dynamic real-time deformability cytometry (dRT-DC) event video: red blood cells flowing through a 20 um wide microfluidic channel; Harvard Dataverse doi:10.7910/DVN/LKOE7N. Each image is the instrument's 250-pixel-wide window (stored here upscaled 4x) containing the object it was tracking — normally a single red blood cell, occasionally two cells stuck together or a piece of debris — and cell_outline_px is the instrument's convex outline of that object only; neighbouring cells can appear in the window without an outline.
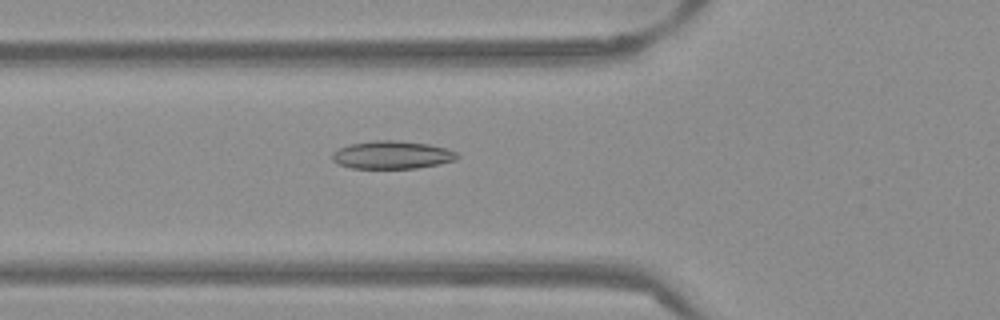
{"species": "Egyptian fruit bat (a non-hibernating species)", "species_latin": "Rousettus aegyptiacus", "temperature_condition": "warm", "stored_images_in_passage": 40, "camera_frame_rate_fps": 3000, "um_per_image_px": 0.085, "frame": {"image": 1, "passage_image": 14, "time_ms": 4.333, "image_size_px": [1000, 320], "cell_outline_px": [[460, 156], [456, 160], [416, 168], [352, 168], [336, 164], [332, 160], [332, 152], [348, 144], [372, 140], [396, 140], [428, 144], [448, 148], [456, 152]], "centroid_in_image_um": [33.3, 13.16], "position_along_channel_um": 92.5, "area_um2": 20.46}}
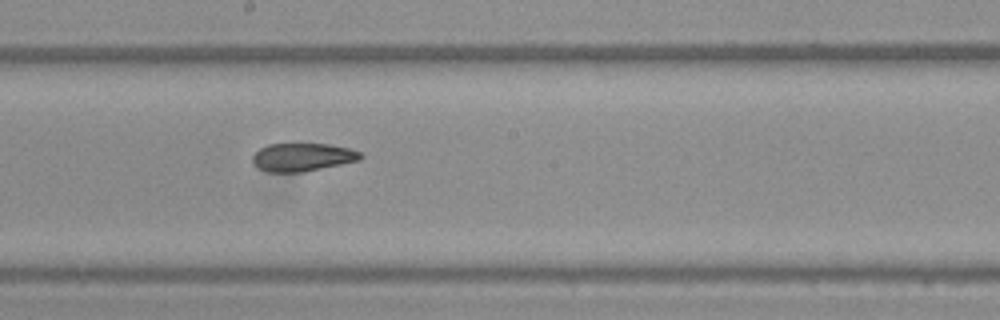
{"frame": {"image": 2, "passage_image": 24, "time_ms": 7.667, "image_size_px": [1000, 320], "cell_outline_px": [[364, 156], [360, 160], [304, 172], [268, 172], [260, 168], [252, 160], [252, 156], [260, 148], [268, 144], [328, 144], [348, 148], [360, 152]], "centroid_in_image_um": [25.73, 13.36], "position_along_channel_um": 222.5, "area_um2": 17.57}}
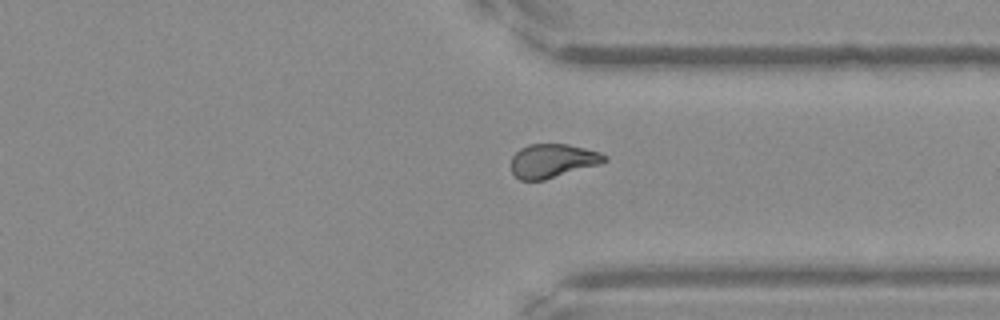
{"frame": {"image": 3, "passage_image": 35, "time_ms": 11.333, "image_size_px": [1000, 320], "cell_outline_px": [[608, 160], [600, 164], [544, 180], [520, 180], [512, 172], [512, 156], [520, 148], [528, 144], [568, 144], [600, 152], [608, 156]], "centroid_in_image_um": [46.99, 13.66], "position_along_channel_um": 364.4, "area_um2": 18.38}, "authors_computed_cell_mechanics": {"area_um2": 19.0162, "velocity_mm_per_s": 3.885, "shape_relaxation_time_tau1_ms": null, "shape_relaxation_time_tau2_ms": 4.2959, "deformation_change_tau1": null, "deformation_change_tau2": 0.0992}}